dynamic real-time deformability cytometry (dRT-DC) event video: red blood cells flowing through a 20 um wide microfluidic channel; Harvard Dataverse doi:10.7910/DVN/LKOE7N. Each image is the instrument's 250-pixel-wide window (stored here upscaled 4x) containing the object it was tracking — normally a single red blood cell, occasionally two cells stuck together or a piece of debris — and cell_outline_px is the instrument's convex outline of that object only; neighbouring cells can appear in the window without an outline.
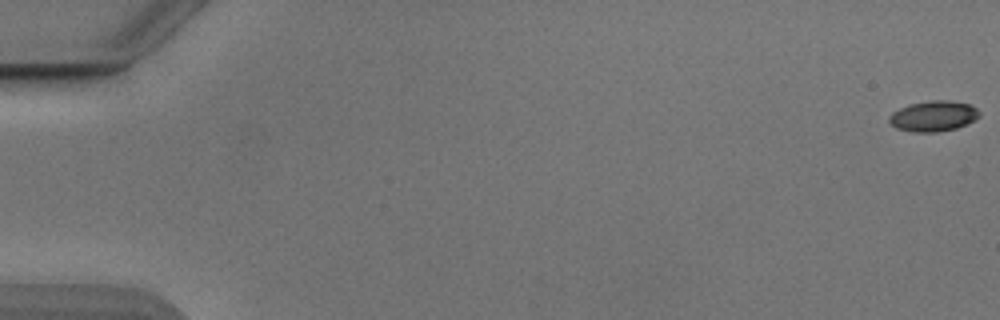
{"species": "Egyptian fruit bat (a non-hibernating species)", "species_latin": "Rousettus aegyptiacus", "temperature_condition": "cold", "stored_images_in_passage": 8, "camera_frame_rate_fps": 3000, "um_per_image_px": 0.085, "animal": {"sex": "male"}, "frame": {"image": 1, "passage_image": 1, "time_ms": 0.0, "image_size_px": [1000, 320], "cell_outline_px": [[980, 116], [956, 128], [936, 132], [912, 132], [896, 128], [888, 120], [888, 116], [892, 112], [908, 104], [932, 100], [948, 100], [968, 104], [976, 108], [980, 112]], "centroid_in_image_um": [79.3, 9.86], "position_along_channel_um": 5.7, "area_um2": 15.95}}